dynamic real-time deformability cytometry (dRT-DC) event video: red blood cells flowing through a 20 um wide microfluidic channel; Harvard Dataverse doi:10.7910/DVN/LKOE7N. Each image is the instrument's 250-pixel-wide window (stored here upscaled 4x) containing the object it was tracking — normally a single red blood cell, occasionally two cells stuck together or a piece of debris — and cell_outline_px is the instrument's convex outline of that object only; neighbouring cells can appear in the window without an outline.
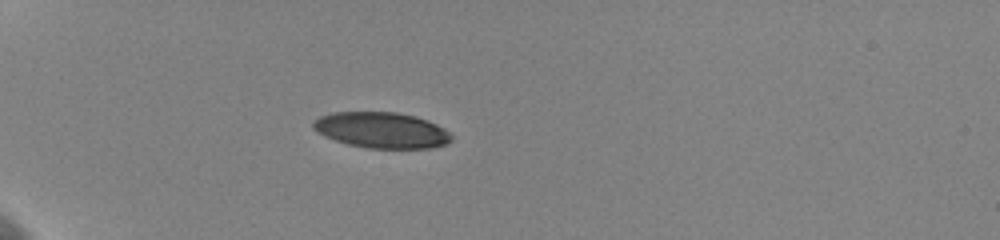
{"species": "human", "species_latin": "Homo sapiens", "temperature_condition": "cold", "stored_images_in_passage": 41, "camera_frame_rate_fps": 3000, "um_per_image_px": 0.085, "donor": {"sex": "female"}, "frame": {"image": 1, "passage_image": 1, "time_ms": 0.0, "image_size_px": [1000, 240], "cell_outline_px": [[452, 140], [448, 144], [432, 148], [368, 148], [348, 144], [324, 136], [312, 128], [312, 124], [320, 116], [332, 112], [396, 112], [416, 116], [428, 120], [444, 128], [452, 136]], "centroid_in_image_um": [32.46, 11.06], "position_along_channel_um": 52.5, "area_um2": 28.96}}
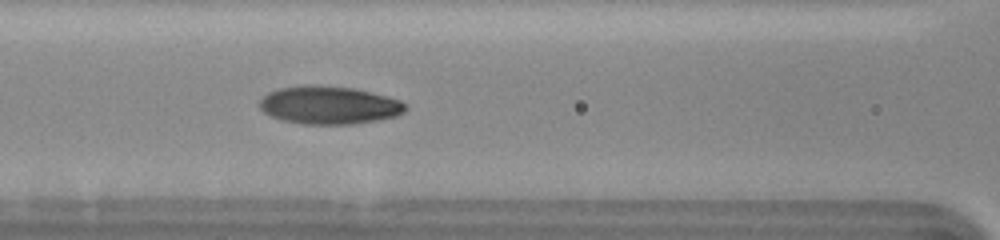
{"frame": {"image": 2, "passage_image": 11, "time_ms": 3.333, "image_size_px": [1000, 240], "cell_outline_px": [[408, 108], [404, 112], [396, 116], [376, 120], [352, 124], [304, 124], [280, 120], [264, 112], [260, 108], [260, 100], [268, 92], [280, 88], [304, 84], [308, 84], [352, 88], [388, 96], [400, 100], [408, 104]], "centroid_in_image_um": [27.98, 8.93], "position_along_channel_um": 138.6, "area_um2": 32.37}}
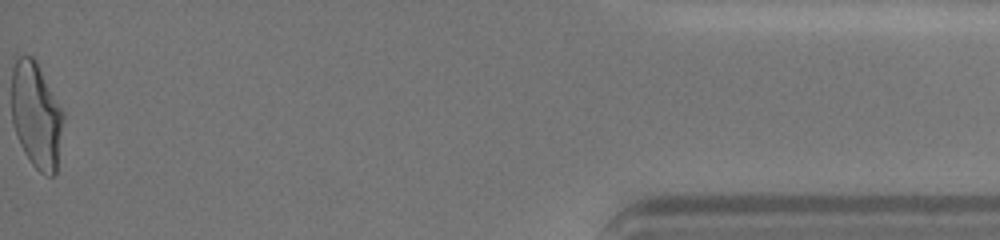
{"frame": {"image": 3, "passage_image": 41, "time_ms": 13.333, "image_size_px": [1000, 240], "cell_outline_px": [[64, 120], [56, 172], [52, 176], [48, 176], [40, 172], [32, 164], [24, 152], [16, 136], [12, 120], [12, 68], [16, 60], [20, 56], [32, 56], [36, 60], [64, 112]], "centroid_in_image_um": [3.09, 9.81], "position_along_channel_um": 432.1, "area_um2": 32.02}, "authors_computed_cell_mechanics": {"area_um2": 31.3854, "velocity_mm_per_s": 3.5936, "shape_relaxation_time_tau1_ms": 4.8196, "shape_relaxation_time_tau2_ms": 1.3238, "deformation_change_tau1": 0.1697, "deformation_change_tau2": 0.0648}}